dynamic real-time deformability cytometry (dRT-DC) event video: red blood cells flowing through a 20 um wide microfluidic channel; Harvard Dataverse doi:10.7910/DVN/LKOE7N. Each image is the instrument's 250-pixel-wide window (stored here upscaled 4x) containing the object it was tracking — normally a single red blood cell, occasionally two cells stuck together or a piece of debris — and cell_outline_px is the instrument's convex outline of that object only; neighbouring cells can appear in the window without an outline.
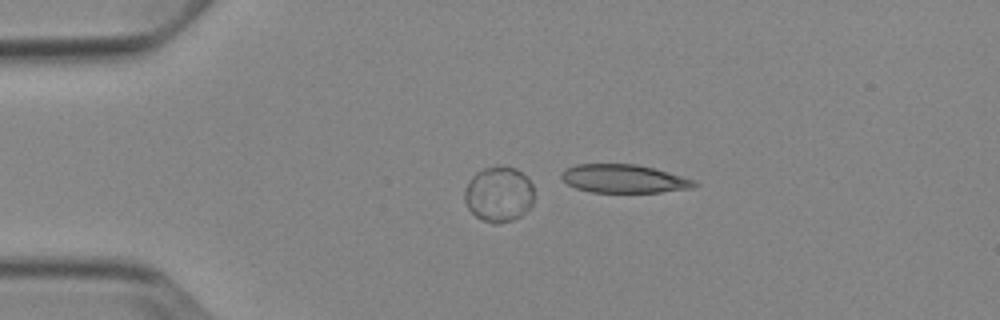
{"species": "Egyptian fruit bat (a non-hibernating species)", "species_latin": "Rousettus aegyptiacus", "temperature_condition": "cold", "stored_images_in_passage": 10, "segment_of_instrument_passage": [2, 2], "camera_frame_rate_fps": 3000, "um_per_image_px": 0.085, "animal": {"sex": "female"}, "frame": {"image": 1, "passage_image": 10, "time_ms": 3.0, "image_size_px": [1000, 320], "cell_outline_px": [[700, 184], [692, 188], [660, 192], [592, 192], [576, 188], [568, 184], [560, 176], [560, 172], [564, 168], [576, 164], [636, 164], [668, 172], [696, 180]], "centroid_in_image_um": [53.02, 15.19], "position_along_channel_um": 32.0, "area_um2": 22.02}}